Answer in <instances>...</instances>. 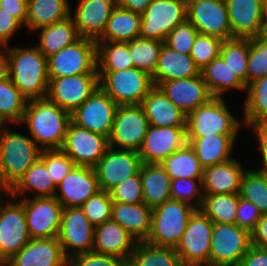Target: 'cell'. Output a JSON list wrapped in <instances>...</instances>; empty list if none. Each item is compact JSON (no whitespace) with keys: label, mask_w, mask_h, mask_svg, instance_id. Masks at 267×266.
I'll return each instance as SVG.
<instances>
[{"label":"cell","mask_w":267,"mask_h":266,"mask_svg":"<svg viewBox=\"0 0 267 266\" xmlns=\"http://www.w3.org/2000/svg\"><path fill=\"white\" fill-rule=\"evenodd\" d=\"M70 121L71 114L46 97L27 101L21 124L41 150H60Z\"/></svg>","instance_id":"1"},{"label":"cell","mask_w":267,"mask_h":266,"mask_svg":"<svg viewBox=\"0 0 267 266\" xmlns=\"http://www.w3.org/2000/svg\"><path fill=\"white\" fill-rule=\"evenodd\" d=\"M10 79L28 99L46 98L49 86L47 58L36 45L6 46Z\"/></svg>","instance_id":"2"},{"label":"cell","mask_w":267,"mask_h":266,"mask_svg":"<svg viewBox=\"0 0 267 266\" xmlns=\"http://www.w3.org/2000/svg\"><path fill=\"white\" fill-rule=\"evenodd\" d=\"M7 125L0 127V191L8 193L40 158L35 141Z\"/></svg>","instance_id":"3"},{"label":"cell","mask_w":267,"mask_h":266,"mask_svg":"<svg viewBox=\"0 0 267 266\" xmlns=\"http://www.w3.org/2000/svg\"><path fill=\"white\" fill-rule=\"evenodd\" d=\"M229 111L223 97H213L187 114L186 138L211 135H238L243 125Z\"/></svg>","instance_id":"4"},{"label":"cell","mask_w":267,"mask_h":266,"mask_svg":"<svg viewBox=\"0 0 267 266\" xmlns=\"http://www.w3.org/2000/svg\"><path fill=\"white\" fill-rule=\"evenodd\" d=\"M195 210L194 206L177 200H168L152 208L151 231L145 242L175 248Z\"/></svg>","instance_id":"5"},{"label":"cell","mask_w":267,"mask_h":266,"mask_svg":"<svg viewBox=\"0 0 267 266\" xmlns=\"http://www.w3.org/2000/svg\"><path fill=\"white\" fill-rule=\"evenodd\" d=\"M99 87L118 105H141L155 86L152 76L137 68L98 71Z\"/></svg>","instance_id":"6"},{"label":"cell","mask_w":267,"mask_h":266,"mask_svg":"<svg viewBox=\"0 0 267 266\" xmlns=\"http://www.w3.org/2000/svg\"><path fill=\"white\" fill-rule=\"evenodd\" d=\"M3 196L0 197V266L31 240L23 204L9 193ZM5 197L8 199L6 202L3 200Z\"/></svg>","instance_id":"7"},{"label":"cell","mask_w":267,"mask_h":266,"mask_svg":"<svg viewBox=\"0 0 267 266\" xmlns=\"http://www.w3.org/2000/svg\"><path fill=\"white\" fill-rule=\"evenodd\" d=\"M49 79L78 74H98L97 42L81 37L47 58Z\"/></svg>","instance_id":"8"},{"label":"cell","mask_w":267,"mask_h":266,"mask_svg":"<svg viewBox=\"0 0 267 266\" xmlns=\"http://www.w3.org/2000/svg\"><path fill=\"white\" fill-rule=\"evenodd\" d=\"M251 246L248 230L236 224L214 223L209 266H239Z\"/></svg>","instance_id":"9"},{"label":"cell","mask_w":267,"mask_h":266,"mask_svg":"<svg viewBox=\"0 0 267 266\" xmlns=\"http://www.w3.org/2000/svg\"><path fill=\"white\" fill-rule=\"evenodd\" d=\"M214 223L201 209L190 216L186 229L175 247L184 266H209Z\"/></svg>","instance_id":"10"},{"label":"cell","mask_w":267,"mask_h":266,"mask_svg":"<svg viewBox=\"0 0 267 266\" xmlns=\"http://www.w3.org/2000/svg\"><path fill=\"white\" fill-rule=\"evenodd\" d=\"M186 0H153L141 14L140 36L165 42L167 35L187 19Z\"/></svg>","instance_id":"11"},{"label":"cell","mask_w":267,"mask_h":266,"mask_svg":"<svg viewBox=\"0 0 267 266\" xmlns=\"http://www.w3.org/2000/svg\"><path fill=\"white\" fill-rule=\"evenodd\" d=\"M148 127L149 122L141 105L118 106L109 137V147L138 152Z\"/></svg>","instance_id":"12"},{"label":"cell","mask_w":267,"mask_h":266,"mask_svg":"<svg viewBox=\"0 0 267 266\" xmlns=\"http://www.w3.org/2000/svg\"><path fill=\"white\" fill-rule=\"evenodd\" d=\"M24 207L28 233L31 239L57 237L60 230L62 205L53 197L18 199Z\"/></svg>","instance_id":"13"},{"label":"cell","mask_w":267,"mask_h":266,"mask_svg":"<svg viewBox=\"0 0 267 266\" xmlns=\"http://www.w3.org/2000/svg\"><path fill=\"white\" fill-rule=\"evenodd\" d=\"M95 227L80 207L62 209L58 239L64 255L71 256L92 252ZM72 250V251H71Z\"/></svg>","instance_id":"14"},{"label":"cell","mask_w":267,"mask_h":266,"mask_svg":"<svg viewBox=\"0 0 267 266\" xmlns=\"http://www.w3.org/2000/svg\"><path fill=\"white\" fill-rule=\"evenodd\" d=\"M118 105L98 87L74 112L71 121L77 126L109 139Z\"/></svg>","instance_id":"15"},{"label":"cell","mask_w":267,"mask_h":266,"mask_svg":"<svg viewBox=\"0 0 267 266\" xmlns=\"http://www.w3.org/2000/svg\"><path fill=\"white\" fill-rule=\"evenodd\" d=\"M109 148V139L69 122L61 151L76 166L94 167Z\"/></svg>","instance_id":"16"},{"label":"cell","mask_w":267,"mask_h":266,"mask_svg":"<svg viewBox=\"0 0 267 266\" xmlns=\"http://www.w3.org/2000/svg\"><path fill=\"white\" fill-rule=\"evenodd\" d=\"M187 20L199 34L232 39L227 5L217 0H187Z\"/></svg>","instance_id":"17"},{"label":"cell","mask_w":267,"mask_h":266,"mask_svg":"<svg viewBox=\"0 0 267 266\" xmlns=\"http://www.w3.org/2000/svg\"><path fill=\"white\" fill-rule=\"evenodd\" d=\"M98 87V74H78L49 79L47 98L71 114Z\"/></svg>","instance_id":"18"},{"label":"cell","mask_w":267,"mask_h":266,"mask_svg":"<svg viewBox=\"0 0 267 266\" xmlns=\"http://www.w3.org/2000/svg\"><path fill=\"white\" fill-rule=\"evenodd\" d=\"M142 164L137 151L109 147L93 167L100 190L110 191L125 179L139 174Z\"/></svg>","instance_id":"19"},{"label":"cell","mask_w":267,"mask_h":266,"mask_svg":"<svg viewBox=\"0 0 267 266\" xmlns=\"http://www.w3.org/2000/svg\"><path fill=\"white\" fill-rule=\"evenodd\" d=\"M187 144L186 127L149 125L138 153L143 163H161Z\"/></svg>","instance_id":"20"},{"label":"cell","mask_w":267,"mask_h":266,"mask_svg":"<svg viewBox=\"0 0 267 266\" xmlns=\"http://www.w3.org/2000/svg\"><path fill=\"white\" fill-rule=\"evenodd\" d=\"M226 5L232 39H250L264 35L263 0H229Z\"/></svg>","instance_id":"21"},{"label":"cell","mask_w":267,"mask_h":266,"mask_svg":"<svg viewBox=\"0 0 267 266\" xmlns=\"http://www.w3.org/2000/svg\"><path fill=\"white\" fill-rule=\"evenodd\" d=\"M61 191L55 193V198L63 208L80 207L92 195L100 191L94 168L75 166L57 185Z\"/></svg>","instance_id":"22"},{"label":"cell","mask_w":267,"mask_h":266,"mask_svg":"<svg viewBox=\"0 0 267 266\" xmlns=\"http://www.w3.org/2000/svg\"><path fill=\"white\" fill-rule=\"evenodd\" d=\"M157 86L175 106L186 114L213 98L202 75L186 79L163 81Z\"/></svg>","instance_id":"23"},{"label":"cell","mask_w":267,"mask_h":266,"mask_svg":"<svg viewBox=\"0 0 267 266\" xmlns=\"http://www.w3.org/2000/svg\"><path fill=\"white\" fill-rule=\"evenodd\" d=\"M3 266H68L58 237L31 239Z\"/></svg>","instance_id":"24"},{"label":"cell","mask_w":267,"mask_h":266,"mask_svg":"<svg viewBox=\"0 0 267 266\" xmlns=\"http://www.w3.org/2000/svg\"><path fill=\"white\" fill-rule=\"evenodd\" d=\"M71 12L78 33L83 38L97 40L105 30L117 0H77Z\"/></svg>","instance_id":"25"},{"label":"cell","mask_w":267,"mask_h":266,"mask_svg":"<svg viewBox=\"0 0 267 266\" xmlns=\"http://www.w3.org/2000/svg\"><path fill=\"white\" fill-rule=\"evenodd\" d=\"M137 243L123 227L110 219L95 227L92 251L128 261Z\"/></svg>","instance_id":"26"},{"label":"cell","mask_w":267,"mask_h":266,"mask_svg":"<svg viewBox=\"0 0 267 266\" xmlns=\"http://www.w3.org/2000/svg\"><path fill=\"white\" fill-rule=\"evenodd\" d=\"M246 172L237 159L203 169V195L239 194L241 180Z\"/></svg>","instance_id":"27"},{"label":"cell","mask_w":267,"mask_h":266,"mask_svg":"<svg viewBox=\"0 0 267 266\" xmlns=\"http://www.w3.org/2000/svg\"><path fill=\"white\" fill-rule=\"evenodd\" d=\"M149 125L154 127H186L187 114L175 106L158 86L143 99Z\"/></svg>","instance_id":"28"},{"label":"cell","mask_w":267,"mask_h":266,"mask_svg":"<svg viewBox=\"0 0 267 266\" xmlns=\"http://www.w3.org/2000/svg\"><path fill=\"white\" fill-rule=\"evenodd\" d=\"M198 75H201V70L190 54L179 53L163 44L155 73L152 75L155 86L163 81L192 78Z\"/></svg>","instance_id":"29"},{"label":"cell","mask_w":267,"mask_h":266,"mask_svg":"<svg viewBox=\"0 0 267 266\" xmlns=\"http://www.w3.org/2000/svg\"><path fill=\"white\" fill-rule=\"evenodd\" d=\"M111 219L123 227L137 242H145L151 231L152 208L143 203L113 202Z\"/></svg>","instance_id":"30"},{"label":"cell","mask_w":267,"mask_h":266,"mask_svg":"<svg viewBox=\"0 0 267 266\" xmlns=\"http://www.w3.org/2000/svg\"><path fill=\"white\" fill-rule=\"evenodd\" d=\"M238 135H211L198 138H187V144L194 150L200 166L220 164L232 159L235 140Z\"/></svg>","instance_id":"31"},{"label":"cell","mask_w":267,"mask_h":266,"mask_svg":"<svg viewBox=\"0 0 267 266\" xmlns=\"http://www.w3.org/2000/svg\"><path fill=\"white\" fill-rule=\"evenodd\" d=\"M69 0H28L25 27L30 32L63 21L71 16Z\"/></svg>","instance_id":"32"},{"label":"cell","mask_w":267,"mask_h":266,"mask_svg":"<svg viewBox=\"0 0 267 266\" xmlns=\"http://www.w3.org/2000/svg\"><path fill=\"white\" fill-rule=\"evenodd\" d=\"M143 188V202L154 208L171 200V177L165 169L157 163H143L140 169Z\"/></svg>","instance_id":"33"},{"label":"cell","mask_w":267,"mask_h":266,"mask_svg":"<svg viewBox=\"0 0 267 266\" xmlns=\"http://www.w3.org/2000/svg\"><path fill=\"white\" fill-rule=\"evenodd\" d=\"M56 189L50 172L39 158L8 193L16 199L28 198L29 191L34 192V197H53Z\"/></svg>","instance_id":"34"},{"label":"cell","mask_w":267,"mask_h":266,"mask_svg":"<svg viewBox=\"0 0 267 266\" xmlns=\"http://www.w3.org/2000/svg\"><path fill=\"white\" fill-rule=\"evenodd\" d=\"M141 14L114 7L102 35L96 41L129 42L140 36Z\"/></svg>","instance_id":"35"},{"label":"cell","mask_w":267,"mask_h":266,"mask_svg":"<svg viewBox=\"0 0 267 266\" xmlns=\"http://www.w3.org/2000/svg\"><path fill=\"white\" fill-rule=\"evenodd\" d=\"M39 31V43L36 46L46 58L81 38L71 16Z\"/></svg>","instance_id":"36"},{"label":"cell","mask_w":267,"mask_h":266,"mask_svg":"<svg viewBox=\"0 0 267 266\" xmlns=\"http://www.w3.org/2000/svg\"><path fill=\"white\" fill-rule=\"evenodd\" d=\"M201 75L213 97H224L231 89L246 91V85L220 56L201 69Z\"/></svg>","instance_id":"37"},{"label":"cell","mask_w":267,"mask_h":266,"mask_svg":"<svg viewBox=\"0 0 267 266\" xmlns=\"http://www.w3.org/2000/svg\"><path fill=\"white\" fill-rule=\"evenodd\" d=\"M127 266H184L175 248L138 242L129 256Z\"/></svg>","instance_id":"38"},{"label":"cell","mask_w":267,"mask_h":266,"mask_svg":"<svg viewBox=\"0 0 267 266\" xmlns=\"http://www.w3.org/2000/svg\"><path fill=\"white\" fill-rule=\"evenodd\" d=\"M159 164L169 174L171 180L179 178L203 179V168L189 144L175 151Z\"/></svg>","instance_id":"39"},{"label":"cell","mask_w":267,"mask_h":266,"mask_svg":"<svg viewBox=\"0 0 267 266\" xmlns=\"http://www.w3.org/2000/svg\"><path fill=\"white\" fill-rule=\"evenodd\" d=\"M96 42L98 71H119L134 67L128 42Z\"/></svg>","instance_id":"40"},{"label":"cell","mask_w":267,"mask_h":266,"mask_svg":"<svg viewBox=\"0 0 267 266\" xmlns=\"http://www.w3.org/2000/svg\"><path fill=\"white\" fill-rule=\"evenodd\" d=\"M28 99L11 79L0 82V124H21Z\"/></svg>","instance_id":"41"},{"label":"cell","mask_w":267,"mask_h":266,"mask_svg":"<svg viewBox=\"0 0 267 266\" xmlns=\"http://www.w3.org/2000/svg\"><path fill=\"white\" fill-rule=\"evenodd\" d=\"M200 208L213 223L235 224L239 194L203 195Z\"/></svg>","instance_id":"42"},{"label":"cell","mask_w":267,"mask_h":266,"mask_svg":"<svg viewBox=\"0 0 267 266\" xmlns=\"http://www.w3.org/2000/svg\"><path fill=\"white\" fill-rule=\"evenodd\" d=\"M246 93L243 113L245 126L267 121V76L247 85Z\"/></svg>","instance_id":"43"},{"label":"cell","mask_w":267,"mask_h":266,"mask_svg":"<svg viewBox=\"0 0 267 266\" xmlns=\"http://www.w3.org/2000/svg\"><path fill=\"white\" fill-rule=\"evenodd\" d=\"M219 56L247 86L249 39L233 38L222 41Z\"/></svg>","instance_id":"44"},{"label":"cell","mask_w":267,"mask_h":266,"mask_svg":"<svg viewBox=\"0 0 267 266\" xmlns=\"http://www.w3.org/2000/svg\"><path fill=\"white\" fill-rule=\"evenodd\" d=\"M239 197L256 205L261 214H267V172L246 170L241 180Z\"/></svg>","instance_id":"45"},{"label":"cell","mask_w":267,"mask_h":266,"mask_svg":"<svg viewBox=\"0 0 267 266\" xmlns=\"http://www.w3.org/2000/svg\"><path fill=\"white\" fill-rule=\"evenodd\" d=\"M164 42L138 37L128 42L134 68L145 71L151 76L155 73L160 50Z\"/></svg>","instance_id":"46"},{"label":"cell","mask_w":267,"mask_h":266,"mask_svg":"<svg viewBox=\"0 0 267 266\" xmlns=\"http://www.w3.org/2000/svg\"><path fill=\"white\" fill-rule=\"evenodd\" d=\"M264 76H267V37L262 35L249 39L247 85Z\"/></svg>","instance_id":"47"},{"label":"cell","mask_w":267,"mask_h":266,"mask_svg":"<svg viewBox=\"0 0 267 266\" xmlns=\"http://www.w3.org/2000/svg\"><path fill=\"white\" fill-rule=\"evenodd\" d=\"M112 199L109 191L100 190L92 195L80 208L96 227L111 219Z\"/></svg>","instance_id":"48"},{"label":"cell","mask_w":267,"mask_h":266,"mask_svg":"<svg viewBox=\"0 0 267 266\" xmlns=\"http://www.w3.org/2000/svg\"><path fill=\"white\" fill-rule=\"evenodd\" d=\"M203 179L179 178L171 181L170 197L188 203L196 209H200L203 204L202 192ZM194 201V202H192Z\"/></svg>","instance_id":"49"},{"label":"cell","mask_w":267,"mask_h":266,"mask_svg":"<svg viewBox=\"0 0 267 266\" xmlns=\"http://www.w3.org/2000/svg\"><path fill=\"white\" fill-rule=\"evenodd\" d=\"M222 41L223 40L215 36L198 34L190 56L200 70L219 56Z\"/></svg>","instance_id":"50"},{"label":"cell","mask_w":267,"mask_h":266,"mask_svg":"<svg viewBox=\"0 0 267 266\" xmlns=\"http://www.w3.org/2000/svg\"><path fill=\"white\" fill-rule=\"evenodd\" d=\"M198 34L197 29L186 19L173 28L164 43L179 53L190 54Z\"/></svg>","instance_id":"51"},{"label":"cell","mask_w":267,"mask_h":266,"mask_svg":"<svg viewBox=\"0 0 267 266\" xmlns=\"http://www.w3.org/2000/svg\"><path fill=\"white\" fill-rule=\"evenodd\" d=\"M40 159L45 163L56 186L76 166L61 150H42Z\"/></svg>","instance_id":"52"},{"label":"cell","mask_w":267,"mask_h":266,"mask_svg":"<svg viewBox=\"0 0 267 266\" xmlns=\"http://www.w3.org/2000/svg\"><path fill=\"white\" fill-rule=\"evenodd\" d=\"M109 192L112 202L122 204L143 203V188L140 173L120 182Z\"/></svg>","instance_id":"53"},{"label":"cell","mask_w":267,"mask_h":266,"mask_svg":"<svg viewBox=\"0 0 267 266\" xmlns=\"http://www.w3.org/2000/svg\"><path fill=\"white\" fill-rule=\"evenodd\" d=\"M68 266H127V261L92 251L71 256L68 259Z\"/></svg>","instance_id":"54"},{"label":"cell","mask_w":267,"mask_h":266,"mask_svg":"<svg viewBox=\"0 0 267 266\" xmlns=\"http://www.w3.org/2000/svg\"><path fill=\"white\" fill-rule=\"evenodd\" d=\"M236 213L235 224L240 228L248 230L250 233L254 230L257 222L262 217L256 205L240 197Z\"/></svg>","instance_id":"55"},{"label":"cell","mask_w":267,"mask_h":266,"mask_svg":"<svg viewBox=\"0 0 267 266\" xmlns=\"http://www.w3.org/2000/svg\"><path fill=\"white\" fill-rule=\"evenodd\" d=\"M22 27L16 18L0 8V47L9 46L11 37Z\"/></svg>","instance_id":"56"},{"label":"cell","mask_w":267,"mask_h":266,"mask_svg":"<svg viewBox=\"0 0 267 266\" xmlns=\"http://www.w3.org/2000/svg\"><path fill=\"white\" fill-rule=\"evenodd\" d=\"M248 127H251L250 129L253 130L254 135L256 134L255 137L258 142L259 154L261 153L260 157H262L261 161L263 166L257 169L267 172V121L246 126V128Z\"/></svg>","instance_id":"57"},{"label":"cell","mask_w":267,"mask_h":266,"mask_svg":"<svg viewBox=\"0 0 267 266\" xmlns=\"http://www.w3.org/2000/svg\"><path fill=\"white\" fill-rule=\"evenodd\" d=\"M28 0H0V8L16 18L24 27L27 20Z\"/></svg>","instance_id":"58"},{"label":"cell","mask_w":267,"mask_h":266,"mask_svg":"<svg viewBox=\"0 0 267 266\" xmlns=\"http://www.w3.org/2000/svg\"><path fill=\"white\" fill-rule=\"evenodd\" d=\"M239 266H267V249L251 246Z\"/></svg>","instance_id":"59"},{"label":"cell","mask_w":267,"mask_h":266,"mask_svg":"<svg viewBox=\"0 0 267 266\" xmlns=\"http://www.w3.org/2000/svg\"><path fill=\"white\" fill-rule=\"evenodd\" d=\"M251 243L257 248L267 249V214H262L251 232Z\"/></svg>","instance_id":"60"},{"label":"cell","mask_w":267,"mask_h":266,"mask_svg":"<svg viewBox=\"0 0 267 266\" xmlns=\"http://www.w3.org/2000/svg\"><path fill=\"white\" fill-rule=\"evenodd\" d=\"M153 0H117V4L124 9L142 14Z\"/></svg>","instance_id":"61"},{"label":"cell","mask_w":267,"mask_h":266,"mask_svg":"<svg viewBox=\"0 0 267 266\" xmlns=\"http://www.w3.org/2000/svg\"><path fill=\"white\" fill-rule=\"evenodd\" d=\"M10 78L9 59L5 47H0V82Z\"/></svg>","instance_id":"62"},{"label":"cell","mask_w":267,"mask_h":266,"mask_svg":"<svg viewBox=\"0 0 267 266\" xmlns=\"http://www.w3.org/2000/svg\"><path fill=\"white\" fill-rule=\"evenodd\" d=\"M263 18L264 25L267 26V0H263Z\"/></svg>","instance_id":"63"},{"label":"cell","mask_w":267,"mask_h":266,"mask_svg":"<svg viewBox=\"0 0 267 266\" xmlns=\"http://www.w3.org/2000/svg\"><path fill=\"white\" fill-rule=\"evenodd\" d=\"M217 1L226 3V2H228L229 0H217Z\"/></svg>","instance_id":"64"},{"label":"cell","mask_w":267,"mask_h":266,"mask_svg":"<svg viewBox=\"0 0 267 266\" xmlns=\"http://www.w3.org/2000/svg\"><path fill=\"white\" fill-rule=\"evenodd\" d=\"M264 35L267 37V26L265 27V33Z\"/></svg>","instance_id":"65"}]
</instances>
